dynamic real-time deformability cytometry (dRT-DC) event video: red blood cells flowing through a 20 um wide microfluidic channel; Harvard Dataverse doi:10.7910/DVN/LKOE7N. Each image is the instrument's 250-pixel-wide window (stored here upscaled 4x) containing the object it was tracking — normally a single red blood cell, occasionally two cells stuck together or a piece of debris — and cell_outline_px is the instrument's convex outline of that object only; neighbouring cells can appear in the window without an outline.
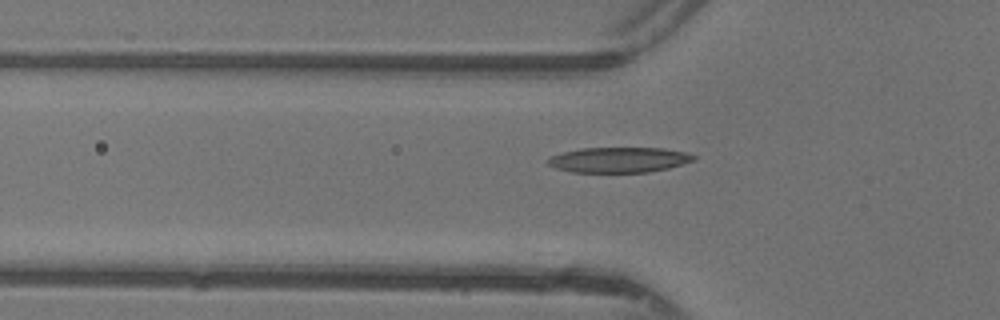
{"species": "common noctule bat (a hibernating species)", "species_latin": "Nyctalus noctula", "temperature_condition": "warm", "stored_images_in_passage": 35, "camera_frame_rate_fps": 3000, "um_per_image_px": 0.085, "animal": {"sex": "female"}, "frame": {"image": 1, "passage_image": 6, "time_ms": 1.667, "image_size_px": [1000, 320], "cell_outline_px": [[696, 160], [668, 168], [648, 172], [572, 172], [556, 168], [548, 164], [548, 156], [580, 148], [664, 148], [684, 152], [696, 156]], "centroid_in_image_um": [52.6, 13.58], "position_along_channel_um": 73.2, "area_um2": 21.44}}
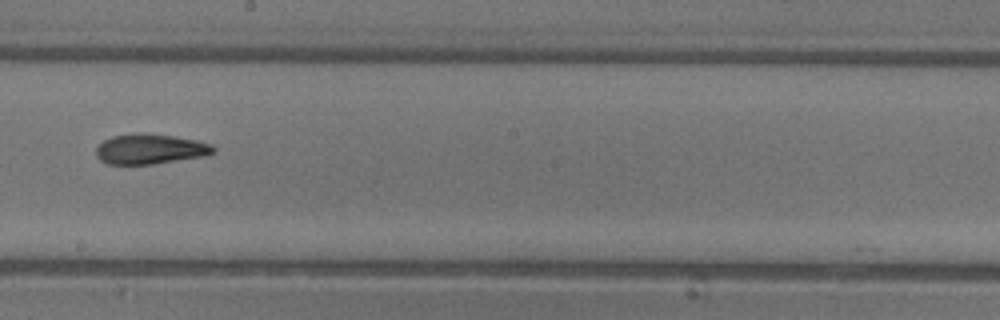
{"frame": {"image": 2, "passage_image": 17, "time_ms": 5.333, "image_size_px": [1000, 320], "cell_outline_px": [[216, 152], [204, 156], [152, 164], [108, 164], [100, 160], [96, 156], [96, 148], [104, 140], [112, 136], [132, 132], [136, 132], [172, 136], [196, 140], [212, 144], [216, 148]], "centroid_in_image_um": [12.76, 12.66], "position_along_channel_um": 235.4, "area_um2": 20.63}}
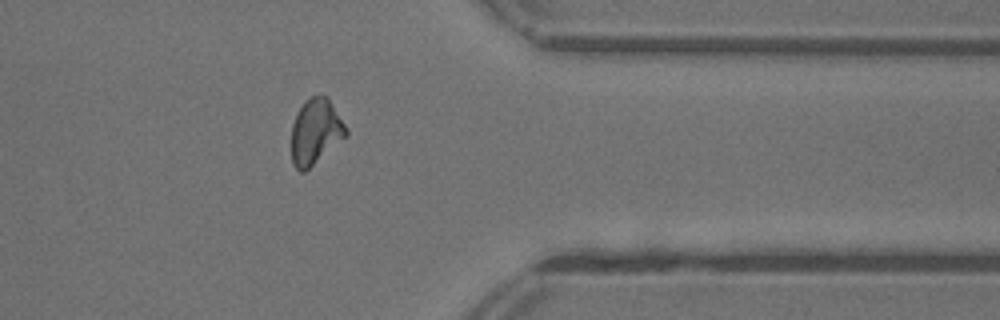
{"frame": {"image": 3, "passage_image": 28, "time_ms": 9.0, "image_size_px": [1000, 320], "cell_outline_px": [[348, 136], [304, 172], [300, 172], [292, 164], [292, 124], [304, 100], [312, 96], [328, 96], [348, 128]], "centroid_in_image_um": [26.85, 11.19], "position_along_channel_um": 384.5, "area_um2": 20.98}}